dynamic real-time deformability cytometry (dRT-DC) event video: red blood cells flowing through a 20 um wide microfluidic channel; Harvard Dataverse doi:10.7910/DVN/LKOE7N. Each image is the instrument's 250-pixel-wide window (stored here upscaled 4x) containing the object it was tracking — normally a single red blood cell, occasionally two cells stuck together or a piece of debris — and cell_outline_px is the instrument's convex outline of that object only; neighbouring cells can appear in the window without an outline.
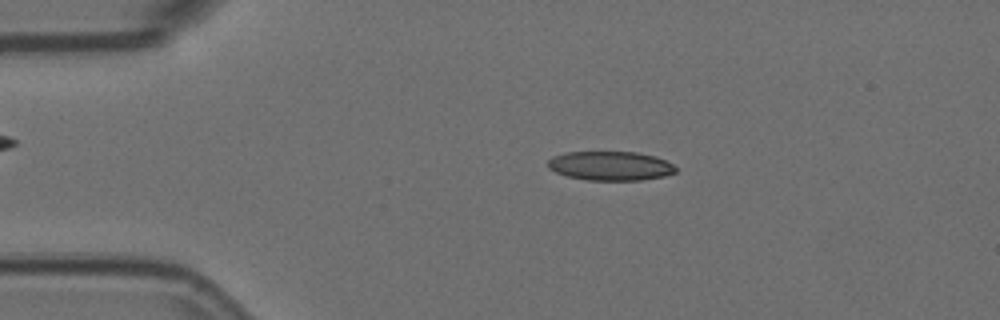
{"species": "Egyptian fruit bat (a non-hibernating species)", "species_latin": "Rousettus aegyptiacus", "temperature_condition": "room temperature", "stored_images_in_passage": 52, "camera_frame_rate_fps": 3000, "um_per_image_px": 0.085, "animal": {"sex": "female"}, "frame": {"image": 1, "passage_image": 10, "time_ms": 3.0, "image_size_px": [1000, 320], "cell_outline_px": [[676, 172], [664, 176], [640, 180], [588, 180], [568, 176], [556, 172], [548, 168], [548, 160], [552, 156], [568, 152], [636, 152], [656, 156], [672, 164], [676, 168]], "centroid_in_image_um": [51.88, 14.09], "position_along_channel_um": 33.1, "area_um2": 21.62}}
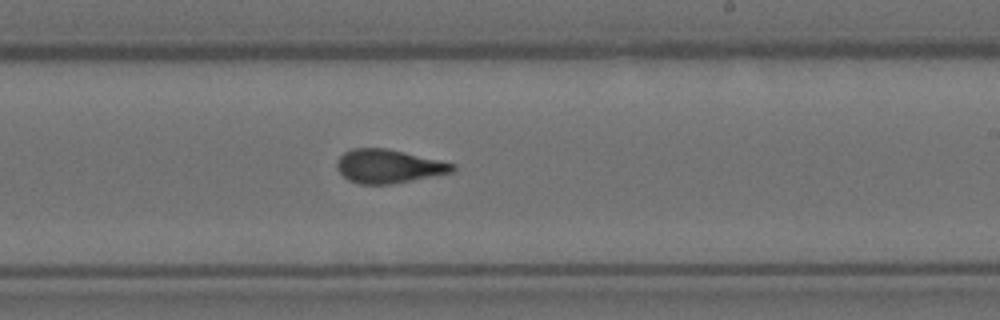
{"frame": {"image": 2, "passage_image": 32, "time_ms": 10.333, "image_size_px": [1000, 320], "cell_outline_px": [[456, 168], [452, 172], [392, 184], [360, 184], [348, 180], [336, 168], [336, 160], [344, 152], [352, 148], [384, 148], [456, 164]], "centroid_in_image_um": [32.98, 14.13], "position_along_channel_um": 256.0, "area_um2": 22.43}}
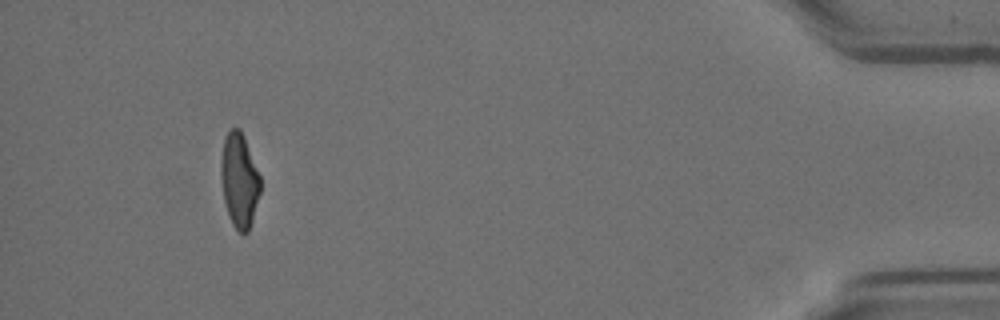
{"frame": {"image": 3, "passage_image": 51, "time_ms": 16.667, "image_size_px": [1000, 320], "cell_outline_px": [[260, 192], [252, 220], [248, 232], [244, 236], [232, 224], [228, 216], [224, 200], [220, 172], [220, 160], [224, 136], [232, 128], [240, 128], [244, 136], [260, 176]], "centroid_in_image_um": [20.32, 15.32], "position_along_channel_um": 414.9, "area_um2": 21.73}}